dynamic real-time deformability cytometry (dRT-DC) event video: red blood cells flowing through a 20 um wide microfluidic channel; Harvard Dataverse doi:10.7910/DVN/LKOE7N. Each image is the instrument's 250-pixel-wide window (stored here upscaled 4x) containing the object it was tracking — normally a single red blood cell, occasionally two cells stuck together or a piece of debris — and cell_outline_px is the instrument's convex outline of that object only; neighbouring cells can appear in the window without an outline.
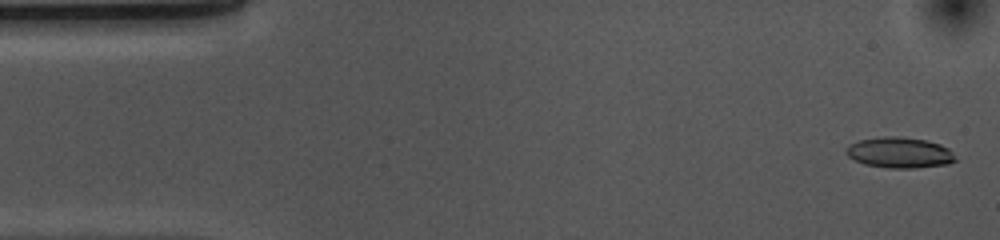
{"species": "common noctule bat (a hibernating species)", "species_latin": "Nyctalus noctula", "temperature_condition": "cold", "stored_images_in_passage": 53, "camera_frame_rate_fps": 3000, "um_per_image_px": 0.085, "animal": {"sex": "female", "body_mass_g": 10.0, "forearm_length_mm": 53.1}, "frame": {"image": 1, "passage_image": 2, "time_ms": 0.333, "image_size_px": [1000, 240], "cell_outline_px": [[956, 160], [948, 164], [916, 168], [888, 168], [864, 164], [848, 156], [844, 152], [848, 144], [860, 140], [884, 136], [896, 136], [924, 140], [940, 144], [948, 148], [952, 152]], "centroid_in_image_um": [76.44, 12.97], "position_along_channel_um": 8.6, "area_um2": 19.54}}
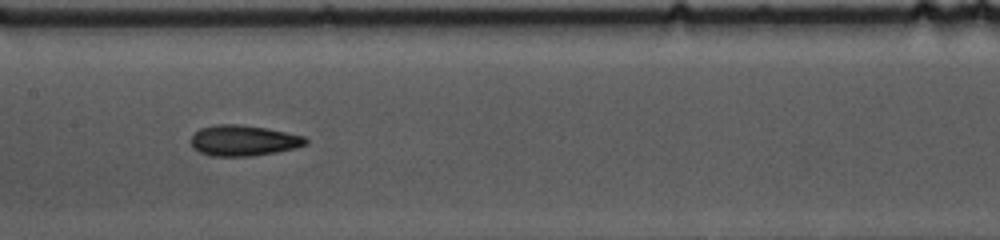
{"frame": {"image": 2, "passage_image": 25, "time_ms": 8.0, "image_size_px": [1000, 240], "cell_outline_px": [[308, 144], [296, 148], [276, 152], [252, 156], [212, 156], [200, 152], [192, 148], [192, 136], [200, 128], [216, 124], [240, 124], [268, 128], [304, 136], [308, 140]], "centroid_in_image_um": [20.72, 11.94], "position_along_channel_um": 186.7, "area_um2": 20.63}}
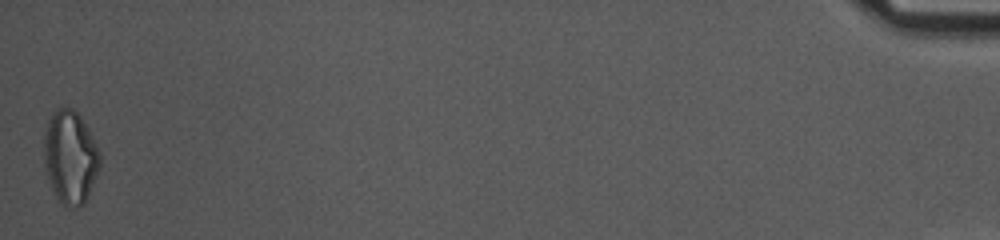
{"frame": {"image": 3, "passage_image": 53, "time_ms": 17.333, "image_size_px": [1000, 240], "cell_outline_px": [[100, 164], [88, 196], [84, 204], [76, 208], [64, 208], [56, 196], [52, 188], [48, 176], [44, 160], [44, 132], [48, 120], [52, 112], [60, 108], [72, 108], [80, 116], [88, 128], [100, 152]], "centroid_in_image_um": [5.97, 13.37], "position_along_channel_um": 429.2, "area_um2": 30.29}, "authors_computed_cell_mechanics": {"area_um2": 20.23, "velocity_mm_per_s": 3.7007, "shape_relaxation_time_tau1_ms": 3.8964, "shape_relaxation_time_tau2_ms": 2.5785, "deformation_change_tau1": 0.1543, "deformation_change_tau2": 0.109}}